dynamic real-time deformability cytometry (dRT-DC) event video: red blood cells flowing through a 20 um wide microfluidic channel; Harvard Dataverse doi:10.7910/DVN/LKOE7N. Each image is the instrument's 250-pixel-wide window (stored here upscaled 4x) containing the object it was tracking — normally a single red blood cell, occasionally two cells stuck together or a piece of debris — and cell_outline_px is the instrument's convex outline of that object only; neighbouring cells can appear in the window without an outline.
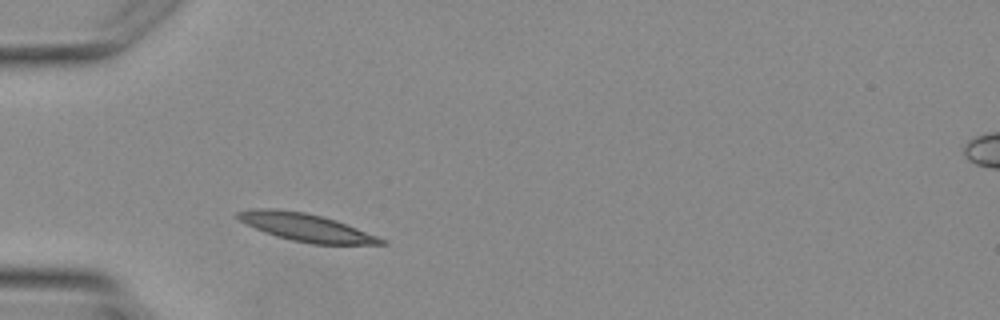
{"species": "Egyptian fruit bat (a non-hibernating species)", "species_latin": "Rousettus aegyptiacus", "temperature_condition": "warm", "stored_images_in_passage": 1, "camera_frame_rate_fps": 3000, "um_per_image_px": 0.085, "animal": {"sex": "female"}, "frame": {"image": 1, "passage_image": 1, "time_ms": 0.0, "image_size_px": [1000, 320], "cell_outline_px": [[388, 244], [312, 244], [292, 240], [276, 236], [264, 232], [244, 224], [236, 216], [236, 212], [256, 208], [276, 208], [304, 212], [336, 220], [388, 240]], "centroid_in_image_um": [26.0, 19.32], "position_along_channel_um": 59.0, "area_um2": 23.18}}